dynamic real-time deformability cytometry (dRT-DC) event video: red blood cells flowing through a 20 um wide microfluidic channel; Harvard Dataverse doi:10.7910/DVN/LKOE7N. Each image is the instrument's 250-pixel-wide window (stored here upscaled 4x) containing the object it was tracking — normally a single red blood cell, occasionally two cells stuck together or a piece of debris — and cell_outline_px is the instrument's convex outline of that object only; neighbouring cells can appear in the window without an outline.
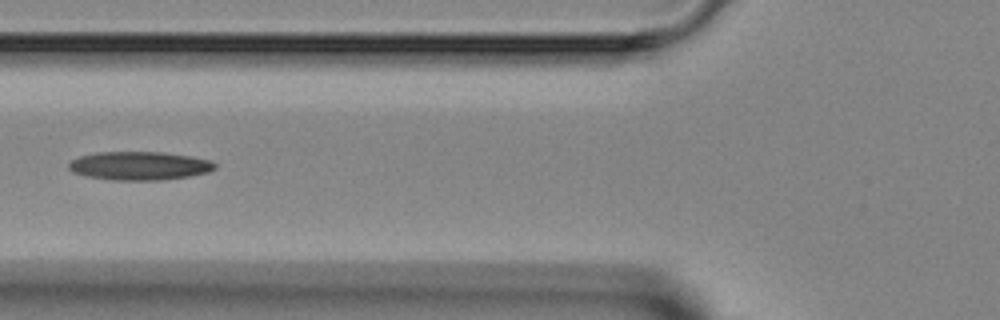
{"species": "Egyptian fruit bat (a non-hibernating species)", "species_latin": "Rousettus aegyptiacus", "temperature_condition": "room temperature", "stored_images_in_passage": 4, "camera_frame_rate_fps": 3000, "um_per_image_px": 0.085, "animal": {"sex": "female"}, "frame": {"image": 1, "passage_image": 4, "time_ms": 3.667, "image_size_px": [1000, 320], "cell_outline_px": [[216, 168], [208, 172], [188, 176], [160, 180], [112, 180], [88, 176], [72, 172], [68, 168], [68, 164], [72, 160], [80, 156], [96, 152], [164, 152], [192, 156], [212, 160], [216, 164]], "centroid_in_image_um": [11.87, 14.08], "position_along_channel_um": 113.9, "area_um2": 24.33}}